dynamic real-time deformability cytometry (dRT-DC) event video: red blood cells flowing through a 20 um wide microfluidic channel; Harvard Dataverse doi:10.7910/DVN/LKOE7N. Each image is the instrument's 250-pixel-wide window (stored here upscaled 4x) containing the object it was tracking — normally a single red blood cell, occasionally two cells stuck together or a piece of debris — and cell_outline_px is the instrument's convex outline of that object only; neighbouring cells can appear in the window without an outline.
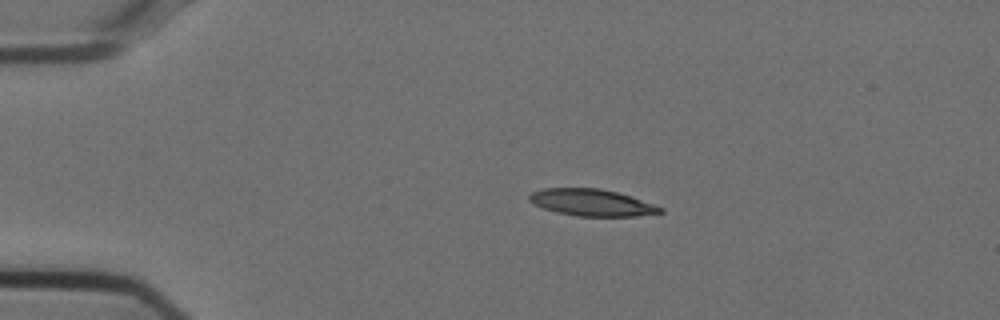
{"species": "Egyptian fruit bat (a non-hibernating species)", "species_latin": "Rousettus aegyptiacus", "temperature_condition": "cold", "stored_images_in_passage": 32, "camera_frame_rate_fps": 3000, "um_per_image_px": 0.085, "animal": {"sex": "female"}, "frame": {"image": 1, "passage_image": 1, "time_ms": 0.0, "image_size_px": [1000, 320], "cell_outline_px": [[664, 212], [636, 216], [576, 216], [556, 212], [532, 204], [528, 200], [528, 196], [532, 192], [544, 188], [600, 188], [616, 192], [664, 208]], "centroid_in_image_um": [50.24, 17.22], "position_along_channel_um": 34.8, "area_um2": 20.29}}
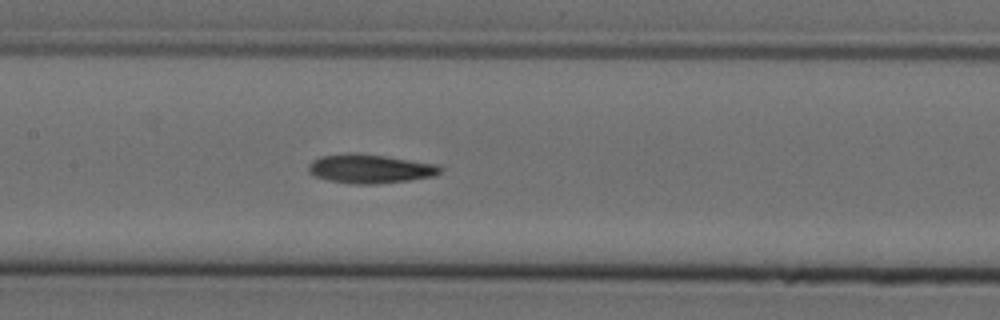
{"frame": {"image": 2, "passage_image": 16, "time_ms": 5.0, "image_size_px": [1000, 320], "cell_outline_px": [[444, 168], [436, 176], [408, 180], [376, 184], [352, 184], [328, 180], [316, 176], [308, 172], [308, 164], [312, 160], [320, 156], [348, 152], [356, 152], [384, 156], [436, 164]], "centroid_in_image_um": [31.43, 14.34], "position_along_channel_um": 176.0, "area_um2": 22.37}}
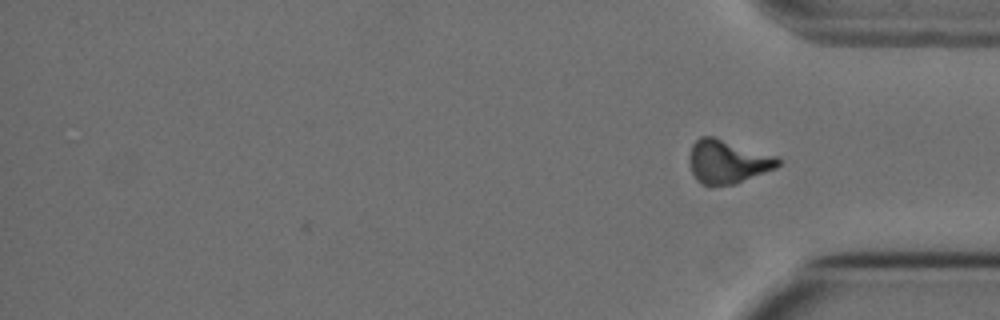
{"frame": {"image": 3, "passage_image": 32, "time_ms": 10.333, "image_size_px": [1000, 320], "cell_outline_px": [[784, 160], [776, 168], [736, 184], [700, 184], [696, 180], [688, 164], [688, 156], [692, 144], [700, 136], [712, 136], [780, 156]], "centroid_in_image_um": [61.87, 13.72], "position_along_channel_um": 373.3, "area_um2": 22.89}, "authors_computed_cell_mechanics": {"area_um2": 21.7906, "velocity_mm_per_s": 3.7499, "shape_relaxation_time_tau1_ms": 8.7499, "shape_relaxation_time_tau2_ms": 5.7986, "deformation_change_tau1": 0.2531, "deformation_change_tau2": 0.1544}}